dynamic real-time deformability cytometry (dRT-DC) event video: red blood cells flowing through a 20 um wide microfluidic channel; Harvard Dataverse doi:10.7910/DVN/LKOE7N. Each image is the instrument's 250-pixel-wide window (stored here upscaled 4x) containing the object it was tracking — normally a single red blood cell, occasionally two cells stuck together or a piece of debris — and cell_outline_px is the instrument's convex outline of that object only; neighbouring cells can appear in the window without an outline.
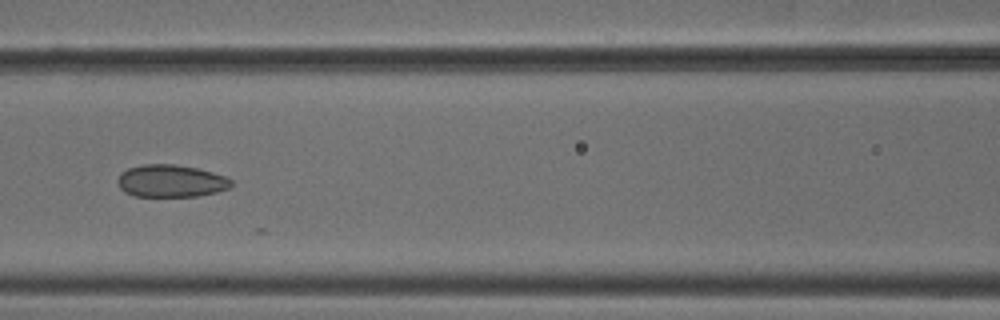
{"species": "common noctule bat (a hibernating species)", "species_latin": "Nyctalus noctula", "temperature_condition": "cold", "stored_images_in_passage": 9, "camera_frame_rate_fps": 3000, "um_per_image_px": 0.085, "animal": {"sex": "male", "body_mass_g": 18.8}, "frame": {"image": 1, "passage_image": 7, "time_ms": 2.0, "image_size_px": [1000, 320], "cell_outline_px": [[232, 184], [228, 188], [216, 192], [200, 196], [136, 196], [124, 192], [120, 188], [116, 180], [120, 172], [128, 168], [144, 164], [176, 164], [196, 168], [212, 172], [224, 176], [232, 180]], "centroid_in_image_um": [14.49, 15.38], "position_along_channel_um": 152.1, "area_um2": 21.5}}
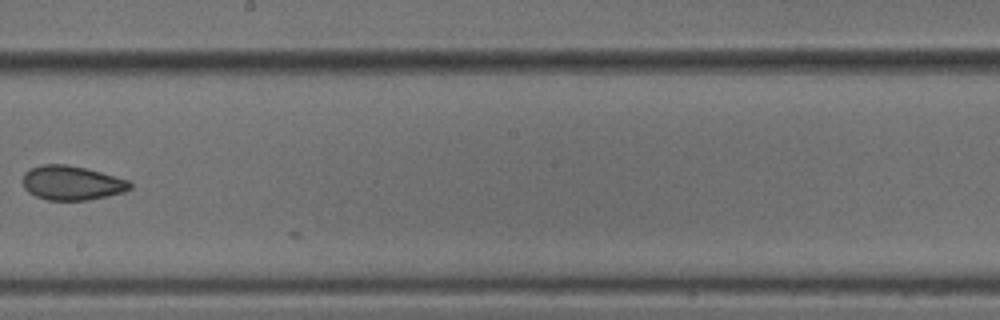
{"frame": {"image": 2, "passage_image": 9, "time_ms": 2.667, "image_size_px": [1000, 320], "cell_outline_px": [[132, 188], [124, 192], [108, 196], [88, 200], [48, 200], [36, 196], [28, 192], [24, 188], [24, 172], [40, 164], [64, 164], [84, 168], [100, 172], [128, 180], [132, 184]], "centroid_in_image_um": [6.11, 15.55], "position_along_channel_um": 242.1, "area_um2": 21.33}}